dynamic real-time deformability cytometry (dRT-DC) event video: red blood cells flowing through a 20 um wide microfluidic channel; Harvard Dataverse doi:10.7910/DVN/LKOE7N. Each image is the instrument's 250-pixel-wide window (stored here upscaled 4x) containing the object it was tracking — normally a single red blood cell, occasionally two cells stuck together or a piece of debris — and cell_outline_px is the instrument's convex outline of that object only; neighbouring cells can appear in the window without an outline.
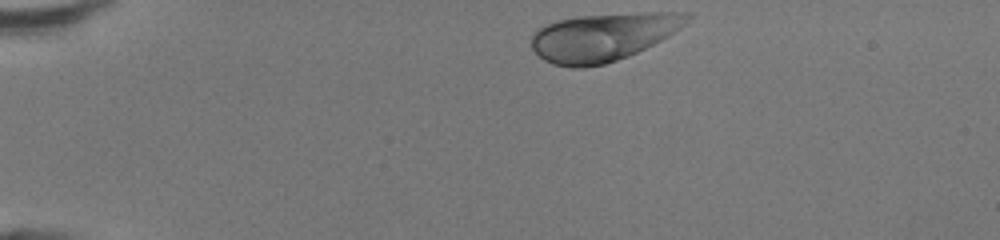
{"species": "human", "species_latin": "Homo sapiens", "temperature_condition": "room temperature", "stored_images_in_passage": 34, "camera_frame_rate_fps": 3000, "um_per_image_px": 0.085, "donor": {"sex": "female"}, "frame": {"image": 1, "passage_image": 1, "time_ms": 0.0, "image_size_px": [1000, 240], "cell_outline_px": [[692, 16], [684, 24], [668, 36], [628, 56], [604, 64], [584, 68], [572, 68], [552, 64], [544, 60], [532, 48], [532, 36], [540, 28], [548, 24], [560, 20], [576, 16], [644, 12], [692, 12]], "centroid_in_image_um": [51.27, 3.14], "position_along_channel_um": 33.7, "area_um2": 43.18}}
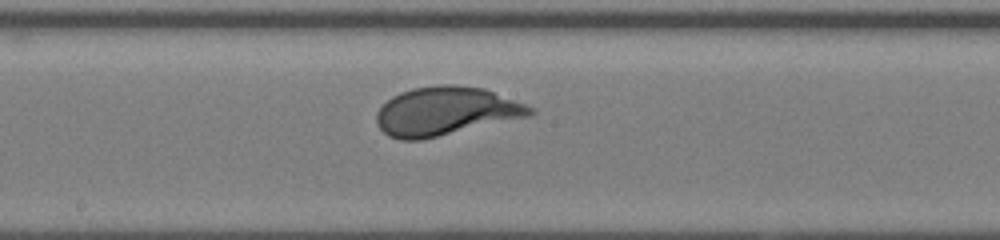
{"frame": {"image": 2, "passage_image": 18, "time_ms": 5.667, "image_size_px": [1000, 240], "cell_outline_px": [[536, 112], [532, 116], [420, 140], [400, 140], [388, 136], [376, 124], [376, 112], [392, 96], [400, 92], [412, 88], [440, 84], [456, 84], [484, 88], [524, 104], [532, 108]], "centroid_in_image_um": [37.87, 9.45], "position_along_channel_um": 210.3, "area_um2": 43.52}}
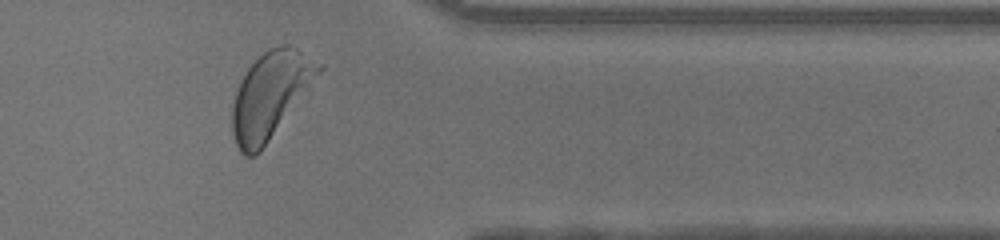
{"frame": {"image": 3, "passage_image": 31, "time_ms": 10.0, "image_size_px": [1000, 240], "cell_outline_px": [[308, 72], [260, 152], [256, 156], [244, 156], [240, 152], [236, 144], [232, 132], [232, 104], [240, 80], [248, 68], [268, 48], [280, 44], [288, 44], [296, 48], [300, 52]], "centroid_in_image_um": [22.56, 8.18], "position_along_channel_um": 388.8, "area_um2": 37.34}, "authors_computed_cell_mechanics": {"area_um2": 42.194, "velocity_mm_per_s": 4.2857, "shape_relaxation_time_tau1_ms": 2.1032, "shape_relaxation_time_tau2_ms": null, "deformation_change_tau1": 0.1445, "deformation_change_tau2": null}}